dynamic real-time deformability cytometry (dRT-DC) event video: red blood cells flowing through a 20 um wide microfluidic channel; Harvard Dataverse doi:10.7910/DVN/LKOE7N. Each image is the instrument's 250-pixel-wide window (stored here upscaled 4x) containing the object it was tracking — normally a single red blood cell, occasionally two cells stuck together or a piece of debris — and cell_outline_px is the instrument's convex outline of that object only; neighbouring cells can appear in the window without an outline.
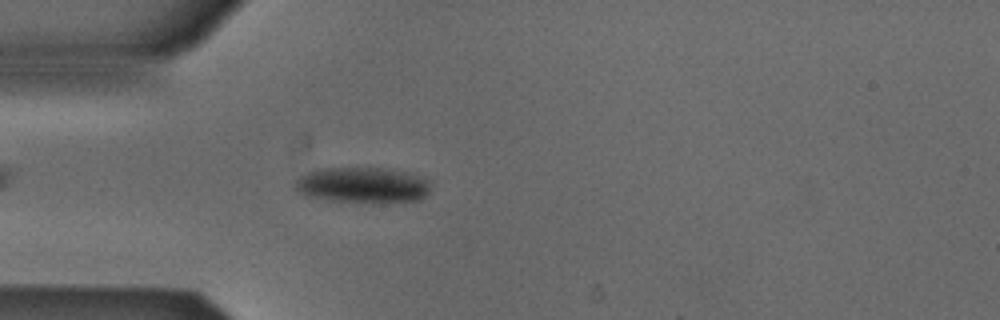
{"species": "Egyptian fruit bat (a non-hibernating species)", "species_latin": "Rousettus aegyptiacus", "temperature_condition": "cold", "stored_images_in_passage": 44, "camera_frame_rate_fps": 3000, "um_per_image_px": 0.085, "animal": {"sex": "male"}, "frame": {"image": 1, "passage_image": 6, "time_ms": 1.667, "image_size_px": [1000, 320], "cell_outline_px": [[428, 192], [420, 200], [328, 200], [308, 196], [296, 192], [296, 180], [300, 176], [316, 168], [380, 168], [404, 172], [428, 180]], "centroid_in_image_um": [30.73, 15.69], "position_along_channel_um": 54.3, "area_um2": 26.99}}
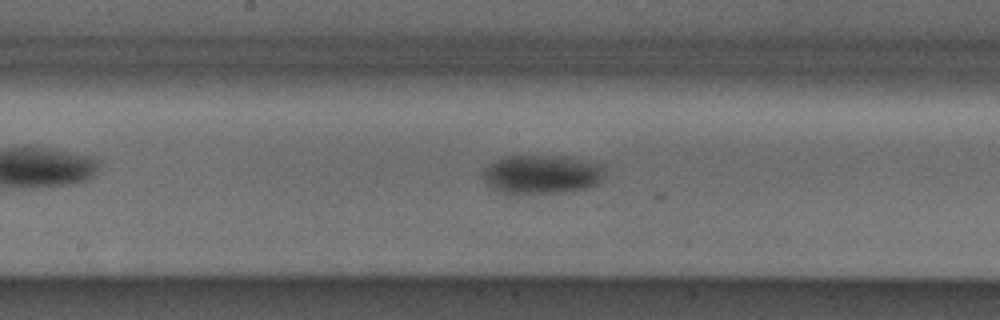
{"frame": {"image": 2, "passage_image": 18, "time_ms": 5.667, "image_size_px": [1000, 320], "cell_outline_px": [[604, 164], [600, 180], [596, 184], [588, 188], [564, 192], [508, 196], [492, 188], [484, 180], [484, 168], [488, 164], [504, 156], [564, 156]], "centroid_in_image_um": [46.0, 14.85], "position_along_channel_um": 202.2, "area_um2": 28.09}}
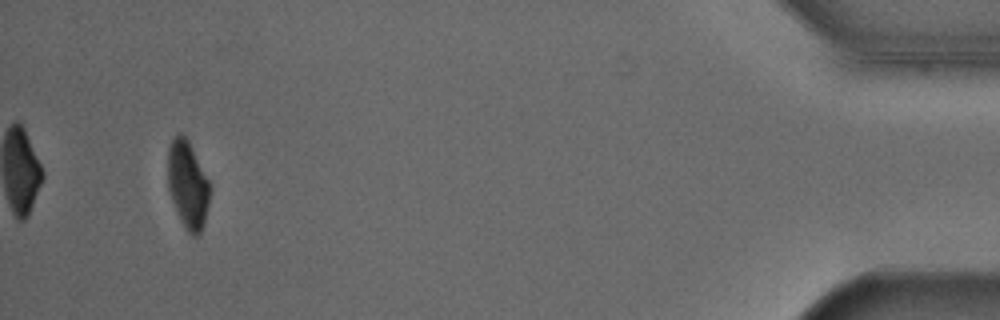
{"frame": {"image": 3, "passage_image": 41, "time_ms": 13.333, "image_size_px": [1000, 320], "cell_outline_px": [[212, 188], [204, 224], [200, 236], [192, 236], [184, 228], [180, 220], [168, 192], [168, 148], [172, 140], [180, 132], [188, 140]], "centroid_in_image_um": [15.96, 15.76], "position_along_channel_um": 419.2, "area_um2": 21.62}, "authors_computed_cell_mechanics": {"area_um2": 26.877, "velocity_mm_per_s": 3.8713, "shape_relaxation_time_tau1_ms": 8.9537, "shape_relaxation_time_tau2_ms": null, "deformation_change_tau1": 0.1572, "deformation_change_tau2": null}}